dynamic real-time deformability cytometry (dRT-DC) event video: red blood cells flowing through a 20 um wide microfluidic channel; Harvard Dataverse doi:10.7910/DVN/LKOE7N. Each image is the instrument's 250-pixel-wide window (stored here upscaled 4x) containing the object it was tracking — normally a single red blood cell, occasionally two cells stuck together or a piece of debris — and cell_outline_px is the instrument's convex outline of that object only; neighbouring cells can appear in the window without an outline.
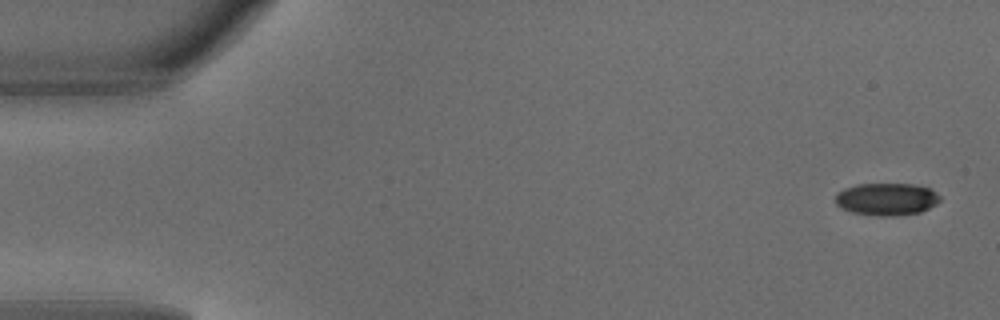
{"species": "common noctule bat (a hibernating species)", "species_latin": "Nyctalus noctula", "temperature_condition": "warm", "stored_images_in_passage": 5, "camera_frame_rate_fps": 3000, "um_per_image_px": 0.085, "animal": {"sex": "male", "body_mass_g": 18.8}, "frame": {"image": 1, "passage_image": 1, "time_ms": 0.0, "image_size_px": [1000, 320], "cell_outline_px": [[940, 200], [936, 204], [920, 212], [892, 216], [876, 216], [852, 212], [840, 208], [836, 204], [836, 192], [844, 188], [856, 184], [912, 184], [928, 188], [936, 192], [940, 196]], "centroid_in_image_um": [75.33, 16.93], "position_along_channel_um": 9.7, "area_um2": 19.77}}
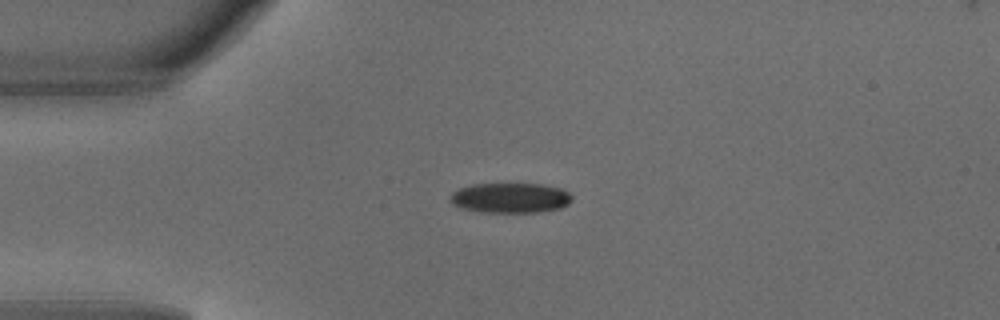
{"frame": {"image": 2, "passage_image": 4, "time_ms": 1.0, "image_size_px": [1000, 320], "cell_outline_px": [[572, 200], [568, 204], [560, 208], [540, 212], [480, 212], [460, 208], [452, 204], [448, 200], [452, 192], [460, 188], [472, 184], [544, 184], [560, 188], [568, 192], [572, 196]], "centroid_in_image_um": [43.35, 16.82], "position_along_channel_um": 41.6, "area_um2": 21.5}}
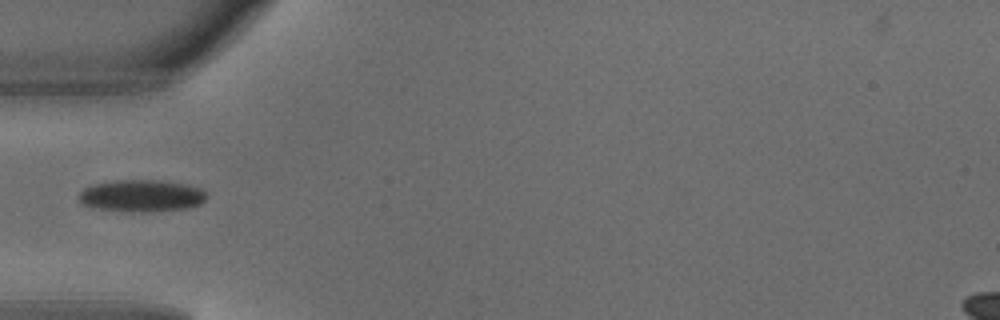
{"frame": {"image": 3, "passage_image": 5, "time_ms": 1.333, "image_size_px": [1000, 320], "cell_outline_px": [[208, 196], [200, 204], [188, 208], [96, 208], [84, 204], [80, 200], [80, 192], [84, 188], [96, 184], [116, 180], [160, 180], [188, 184], [200, 188]], "centroid_in_image_um": [12.08, 16.56], "position_along_channel_um": 72.9, "area_um2": 22.2}}